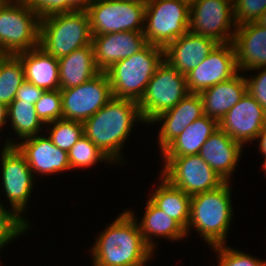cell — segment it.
<instances>
[{"label":"cell","mask_w":266,"mask_h":266,"mask_svg":"<svg viewBox=\"0 0 266 266\" xmlns=\"http://www.w3.org/2000/svg\"><path fill=\"white\" fill-rule=\"evenodd\" d=\"M123 211L94 239L92 266H147L153 258L155 252L145 243L137 220Z\"/></svg>","instance_id":"cell-1"},{"label":"cell","mask_w":266,"mask_h":266,"mask_svg":"<svg viewBox=\"0 0 266 266\" xmlns=\"http://www.w3.org/2000/svg\"><path fill=\"white\" fill-rule=\"evenodd\" d=\"M135 122H143L145 125L138 102L113 97L83 122V133L114 163L113 165H122L124 154L121 151Z\"/></svg>","instance_id":"cell-2"},{"label":"cell","mask_w":266,"mask_h":266,"mask_svg":"<svg viewBox=\"0 0 266 266\" xmlns=\"http://www.w3.org/2000/svg\"><path fill=\"white\" fill-rule=\"evenodd\" d=\"M231 191L230 182H225L215 190L191 196L186 236H190V229L195 228L209 247L227 244V234L234 215Z\"/></svg>","instance_id":"cell-3"},{"label":"cell","mask_w":266,"mask_h":266,"mask_svg":"<svg viewBox=\"0 0 266 266\" xmlns=\"http://www.w3.org/2000/svg\"><path fill=\"white\" fill-rule=\"evenodd\" d=\"M92 44L87 10H74L40 19L39 46L55 58Z\"/></svg>","instance_id":"cell-4"},{"label":"cell","mask_w":266,"mask_h":266,"mask_svg":"<svg viewBox=\"0 0 266 266\" xmlns=\"http://www.w3.org/2000/svg\"><path fill=\"white\" fill-rule=\"evenodd\" d=\"M163 60L164 49L148 44L140 52L113 64L105 71L113 97L139 102Z\"/></svg>","instance_id":"cell-5"},{"label":"cell","mask_w":266,"mask_h":266,"mask_svg":"<svg viewBox=\"0 0 266 266\" xmlns=\"http://www.w3.org/2000/svg\"><path fill=\"white\" fill-rule=\"evenodd\" d=\"M40 18L24 2L0 5V55H16L39 46Z\"/></svg>","instance_id":"cell-6"},{"label":"cell","mask_w":266,"mask_h":266,"mask_svg":"<svg viewBox=\"0 0 266 266\" xmlns=\"http://www.w3.org/2000/svg\"><path fill=\"white\" fill-rule=\"evenodd\" d=\"M190 6L180 0H151L146 5L143 34L148 42L165 49L189 31Z\"/></svg>","instance_id":"cell-7"},{"label":"cell","mask_w":266,"mask_h":266,"mask_svg":"<svg viewBox=\"0 0 266 266\" xmlns=\"http://www.w3.org/2000/svg\"><path fill=\"white\" fill-rule=\"evenodd\" d=\"M187 94L186 76L179 73L166 60L157 67L138 102L139 110L146 125L159 114L173 108Z\"/></svg>","instance_id":"cell-8"},{"label":"cell","mask_w":266,"mask_h":266,"mask_svg":"<svg viewBox=\"0 0 266 266\" xmlns=\"http://www.w3.org/2000/svg\"><path fill=\"white\" fill-rule=\"evenodd\" d=\"M92 36L143 31L146 5L129 0H94L86 9Z\"/></svg>","instance_id":"cell-9"},{"label":"cell","mask_w":266,"mask_h":266,"mask_svg":"<svg viewBox=\"0 0 266 266\" xmlns=\"http://www.w3.org/2000/svg\"><path fill=\"white\" fill-rule=\"evenodd\" d=\"M162 159L161 175L189 196L215 190L225 183L199 154Z\"/></svg>","instance_id":"cell-10"},{"label":"cell","mask_w":266,"mask_h":266,"mask_svg":"<svg viewBox=\"0 0 266 266\" xmlns=\"http://www.w3.org/2000/svg\"><path fill=\"white\" fill-rule=\"evenodd\" d=\"M0 150L1 179L3 192L11 207L22 219L28 209L31 194L34 191V174L31 171L26 157L16 146L3 144Z\"/></svg>","instance_id":"cell-11"},{"label":"cell","mask_w":266,"mask_h":266,"mask_svg":"<svg viewBox=\"0 0 266 266\" xmlns=\"http://www.w3.org/2000/svg\"><path fill=\"white\" fill-rule=\"evenodd\" d=\"M236 28L233 0H197L190 5L191 33L212 38L217 43H229Z\"/></svg>","instance_id":"cell-12"},{"label":"cell","mask_w":266,"mask_h":266,"mask_svg":"<svg viewBox=\"0 0 266 266\" xmlns=\"http://www.w3.org/2000/svg\"><path fill=\"white\" fill-rule=\"evenodd\" d=\"M63 119L84 122L112 98V88L105 72L83 84L60 90Z\"/></svg>","instance_id":"cell-13"},{"label":"cell","mask_w":266,"mask_h":266,"mask_svg":"<svg viewBox=\"0 0 266 266\" xmlns=\"http://www.w3.org/2000/svg\"><path fill=\"white\" fill-rule=\"evenodd\" d=\"M239 73L232 42L218 43L209 55L186 75L189 93L202 91Z\"/></svg>","instance_id":"cell-14"},{"label":"cell","mask_w":266,"mask_h":266,"mask_svg":"<svg viewBox=\"0 0 266 266\" xmlns=\"http://www.w3.org/2000/svg\"><path fill=\"white\" fill-rule=\"evenodd\" d=\"M6 141L4 143L7 146H16L26 157L27 163L36 177L37 175L49 176V174L71 170L68 152L55 146L44 134L28 137L18 142H15L14 138L7 137Z\"/></svg>","instance_id":"cell-15"},{"label":"cell","mask_w":266,"mask_h":266,"mask_svg":"<svg viewBox=\"0 0 266 266\" xmlns=\"http://www.w3.org/2000/svg\"><path fill=\"white\" fill-rule=\"evenodd\" d=\"M219 128L245 147L266 126V111L248 93L219 121Z\"/></svg>","instance_id":"cell-16"},{"label":"cell","mask_w":266,"mask_h":266,"mask_svg":"<svg viewBox=\"0 0 266 266\" xmlns=\"http://www.w3.org/2000/svg\"><path fill=\"white\" fill-rule=\"evenodd\" d=\"M96 67L107 71L113 64L144 49L148 42L143 31H121L92 36Z\"/></svg>","instance_id":"cell-17"},{"label":"cell","mask_w":266,"mask_h":266,"mask_svg":"<svg viewBox=\"0 0 266 266\" xmlns=\"http://www.w3.org/2000/svg\"><path fill=\"white\" fill-rule=\"evenodd\" d=\"M202 116H204V109L200 94L189 93L173 108L155 117L151 123L155 125L159 122L161 125L157 138L159 152L180 135L189 124Z\"/></svg>","instance_id":"cell-18"},{"label":"cell","mask_w":266,"mask_h":266,"mask_svg":"<svg viewBox=\"0 0 266 266\" xmlns=\"http://www.w3.org/2000/svg\"><path fill=\"white\" fill-rule=\"evenodd\" d=\"M243 148L239 142L234 141L218 127L203 144L199 155L219 177L231 183V176L239 165Z\"/></svg>","instance_id":"cell-19"},{"label":"cell","mask_w":266,"mask_h":266,"mask_svg":"<svg viewBox=\"0 0 266 266\" xmlns=\"http://www.w3.org/2000/svg\"><path fill=\"white\" fill-rule=\"evenodd\" d=\"M233 46L239 72L266 67V28L257 22L237 25Z\"/></svg>","instance_id":"cell-20"},{"label":"cell","mask_w":266,"mask_h":266,"mask_svg":"<svg viewBox=\"0 0 266 266\" xmlns=\"http://www.w3.org/2000/svg\"><path fill=\"white\" fill-rule=\"evenodd\" d=\"M217 44L212 38L188 31L164 49V60L186 76L209 55Z\"/></svg>","instance_id":"cell-21"},{"label":"cell","mask_w":266,"mask_h":266,"mask_svg":"<svg viewBox=\"0 0 266 266\" xmlns=\"http://www.w3.org/2000/svg\"><path fill=\"white\" fill-rule=\"evenodd\" d=\"M246 92L247 83L244 74L241 75V72L231 79L209 87L200 93L204 115L215 119L219 123Z\"/></svg>","instance_id":"cell-22"},{"label":"cell","mask_w":266,"mask_h":266,"mask_svg":"<svg viewBox=\"0 0 266 266\" xmlns=\"http://www.w3.org/2000/svg\"><path fill=\"white\" fill-rule=\"evenodd\" d=\"M130 208L126 209L136 220L142 233L145 243L156 253V241L154 237L165 238L169 241H180L186 238L185 230L173 220L167 213L157 208L149 199H147L145 212L141 221L137 214ZM136 214V215H135Z\"/></svg>","instance_id":"cell-23"},{"label":"cell","mask_w":266,"mask_h":266,"mask_svg":"<svg viewBox=\"0 0 266 266\" xmlns=\"http://www.w3.org/2000/svg\"><path fill=\"white\" fill-rule=\"evenodd\" d=\"M16 56L22 62L26 81L45 91L60 89L59 61L57 58L40 46L20 52Z\"/></svg>","instance_id":"cell-24"},{"label":"cell","mask_w":266,"mask_h":266,"mask_svg":"<svg viewBox=\"0 0 266 266\" xmlns=\"http://www.w3.org/2000/svg\"><path fill=\"white\" fill-rule=\"evenodd\" d=\"M58 61L60 90L79 86L101 72L96 67L92 44L75 50Z\"/></svg>","instance_id":"cell-25"},{"label":"cell","mask_w":266,"mask_h":266,"mask_svg":"<svg viewBox=\"0 0 266 266\" xmlns=\"http://www.w3.org/2000/svg\"><path fill=\"white\" fill-rule=\"evenodd\" d=\"M218 127V122L206 115L196 119L161 151V156L180 157L199 154L203 144Z\"/></svg>","instance_id":"cell-26"},{"label":"cell","mask_w":266,"mask_h":266,"mask_svg":"<svg viewBox=\"0 0 266 266\" xmlns=\"http://www.w3.org/2000/svg\"><path fill=\"white\" fill-rule=\"evenodd\" d=\"M159 184L148 199L160 210L167 213L185 231L189 224L191 196L173 186L161 174Z\"/></svg>","instance_id":"cell-27"},{"label":"cell","mask_w":266,"mask_h":266,"mask_svg":"<svg viewBox=\"0 0 266 266\" xmlns=\"http://www.w3.org/2000/svg\"><path fill=\"white\" fill-rule=\"evenodd\" d=\"M8 119L11 129L16 133L18 140L43 134L45 124L38 117L35 105L14 99L8 106Z\"/></svg>","instance_id":"cell-28"},{"label":"cell","mask_w":266,"mask_h":266,"mask_svg":"<svg viewBox=\"0 0 266 266\" xmlns=\"http://www.w3.org/2000/svg\"><path fill=\"white\" fill-rule=\"evenodd\" d=\"M24 81L21 60L16 55H0V103L8 106Z\"/></svg>","instance_id":"cell-29"},{"label":"cell","mask_w":266,"mask_h":266,"mask_svg":"<svg viewBox=\"0 0 266 266\" xmlns=\"http://www.w3.org/2000/svg\"><path fill=\"white\" fill-rule=\"evenodd\" d=\"M68 160L71 171L96 166L99 162L112 165V161L84 134L68 151Z\"/></svg>","instance_id":"cell-30"},{"label":"cell","mask_w":266,"mask_h":266,"mask_svg":"<svg viewBox=\"0 0 266 266\" xmlns=\"http://www.w3.org/2000/svg\"><path fill=\"white\" fill-rule=\"evenodd\" d=\"M46 128H49L47 136L53 142V144L67 152L84 134L83 123L79 121L60 119L45 124L44 130L48 131Z\"/></svg>","instance_id":"cell-31"},{"label":"cell","mask_w":266,"mask_h":266,"mask_svg":"<svg viewBox=\"0 0 266 266\" xmlns=\"http://www.w3.org/2000/svg\"><path fill=\"white\" fill-rule=\"evenodd\" d=\"M30 219H22L14 210L0 201V251L27 231L31 230ZM1 253V252H0Z\"/></svg>","instance_id":"cell-32"},{"label":"cell","mask_w":266,"mask_h":266,"mask_svg":"<svg viewBox=\"0 0 266 266\" xmlns=\"http://www.w3.org/2000/svg\"><path fill=\"white\" fill-rule=\"evenodd\" d=\"M217 256V266H266V259L262 260L247 252L237 250L228 244L211 247Z\"/></svg>","instance_id":"cell-33"},{"label":"cell","mask_w":266,"mask_h":266,"mask_svg":"<svg viewBox=\"0 0 266 266\" xmlns=\"http://www.w3.org/2000/svg\"><path fill=\"white\" fill-rule=\"evenodd\" d=\"M35 110L44 124L63 119L60 89L44 91L35 103Z\"/></svg>","instance_id":"cell-34"},{"label":"cell","mask_w":266,"mask_h":266,"mask_svg":"<svg viewBox=\"0 0 266 266\" xmlns=\"http://www.w3.org/2000/svg\"><path fill=\"white\" fill-rule=\"evenodd\" d=\"M40 19L53 14L71 12L75 9L70 0H24Z\"/></svg>","instance_id":"cell-35"},{"label":"cell","mask_w":266,"mask_h":266,"mask_svg":"<svg viewBox=\"0 0 266 266\" xmlns=\"http://www.w3.org/2000/svg\"><path fill=\"white\" fill-rule=\"evenodd\" d=\"M258 74L250 78L245 76L247 83V92L262 106L266 111V67L255 68L250 71H256Z\"/></svg>","instance_id":"cell-36"},{"label":"cell","mask_w":266,"mask_h":266,"mask_svg":"<svg viewBox=\"0 0 266 266\" xmlns=\"http://www.w3.org/2000/svg\"><path fill=\"white\" fill-rule=\"evenodd\" d=\"M44 91L42 88L25 80L17 90L15 99L35 105Z\"/></svg>","instance_id":"cell-37"},{"label":"cell","mask_w":266,"mask_h":266,"mask_svg":"<svg viewBox=\"0 0 266 266\" xmlns=\"http://www.w3.org/2000/svg\"><path fill=\"white\" fill-rule=\"evenodd\" d=\"M255 140H258L259 152L262 155L263 159H266V126L258 133Z\"/></svg>","instance_id":"cell-38"},{"label":"cell","mask_w":266,"mask_h":266,"mask_svg":"<svg viewBox=\"0 0 266 266\" xmlns=\"http://www.w3.org/2000/svg\"><path fill=\"white\" fill-rule=\"evenodd\" d=\"M94 0H70V5L75 10H86Z\"/></svg>","instance_id":"cell-39"},{"label":"cell","mask_w":266,"mask_h":266,"mask_svg":"<svg viewBox=\"0 0 266 266\" xmlns=\"http://www.w3.org/2000/svg\"><path fill=\"white\" fill-rule=\"evenodd\" d=\"M8 109L5 104L0 103V133L3 129V126L8 124Z\"/></svg>","instance_id":"cell-40"},{"label":"cell","mask_w":266,"mask_h":266,"mask_svg":"<svg viewBox=\"0 0 266 266\" xmlns=\"http://www.w3.org/2000/svg\"><path fill=\"white\" fill-rule=\"evenodd\" d=\"M257 23L264 26L266 28V10L263 12L261 17L258 19Z\"/></svg>","instance_id":"cell-41"},{"label":"cell","mask_w":266,"mask_h":266,"mask_svg":"<svg viewBox=\"0 0 266 266\" xmlns=\"http://www.w3.org/2000/svg\"><path fill=\"white\" fill-rule=\"evenodd\" d=\"M129 1H135L147 5L151 0H129Z\"/></svg>","instance_id":"cell-42"},{"label":"cell","mask_w":266,"mask_h":266,"mask_svg":"<svg viewBox=\"0 0 266 266\" xmlns=\"http://www.w3.org/2000/svg\"><path fill=\"white\" fill-rule=\"evenodd\" d=\"M180 1L186 3L190 6V5L194 4L197 0H180Z\"/></svg>","instance_id":"cell-43"},{"label":"cell","mask_w":266,"mask_h":266,"mask_svg":"<svg viewBox=\"0 0 266 266\" xmlns=\"http://www.w3.org/2000/svg\"><path fill=\"white\" fill-rule=\"evenodd\" d=\"M14 1H16V0H0V5L8 4V3H11Z\"/></svg>","instance_id":"cell-44"},{"label":"cell","mask_w":266,"mask_h":266,"mask_svg":"<svg viewBox=\"0 0 266 266\" xmlns=\"http://www.w3.org/2000/svg\"><path fill=\"white\" fill-rule=\"evenodd\" d=\"M262 168H263V170H264V172L266 174V159L263 160Z\"/></svg>","instance_id":"cell-45"}]
</instances>
